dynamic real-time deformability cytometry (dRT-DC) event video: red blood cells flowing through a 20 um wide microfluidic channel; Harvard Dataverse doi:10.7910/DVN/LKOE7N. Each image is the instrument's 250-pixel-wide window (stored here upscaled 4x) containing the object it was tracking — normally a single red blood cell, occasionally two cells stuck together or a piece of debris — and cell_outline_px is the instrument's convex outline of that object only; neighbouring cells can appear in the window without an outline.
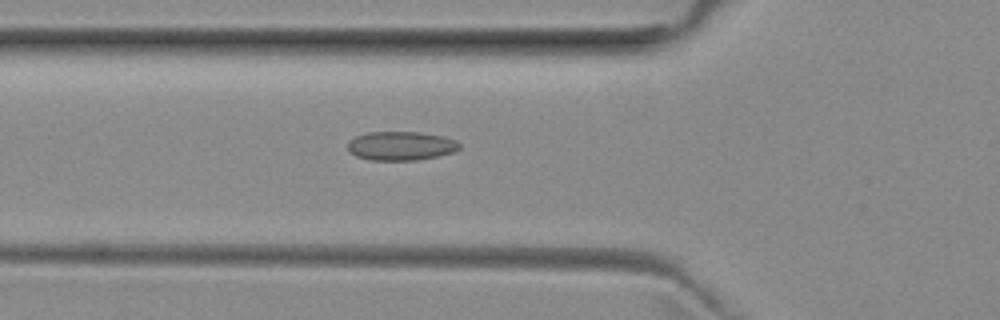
{"species": "common noctule bat (a hibernating species)", "species_latin": "Nyctalus noctula", "temperature_condition": "room temperature", "stored_images_in_passage": 51, "camera_frame_rate_fps": 3000, "um_per_image_px": 0.085, "animal": {"sex": "female", "body_mass_g": 29.2, "forearm_length_mm": 56.3}, "frame": {"image": 1, "passage_image": 17, "time_ms": 5.333, "image_size_px": [1000, 320], "cell_outline_px": [[460, 148], [452, 152], [436, 156], [416, 160], [368, 160], [356, 156], [348, 148], [348, 140], [356, 136], [368, 132], [420, 132], [444, 136], [460, 144]], "centroid_in_image_um": [34.04, 12.39], "position_along_channel_um": 91.8, "area_um2": 18.67}}
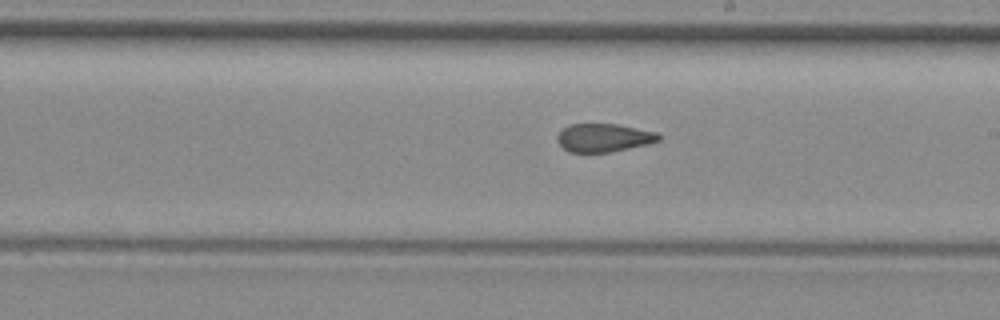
{"frame": {"image": 2, "passage_image": 28, "time_ms": 9.0, "image_size_px": [1000, 320], "cell_outline_px": [[660, 140], [648, 144], [608, 152], [568, 152], [556, 140], [556, 136], [568, 124], [616, 124], [656, 132], [660, 136]], "centroid_in_image_um": [51.29, 11.7], "position_along_channel_um": 237.7, "area_um2": 16.53}}
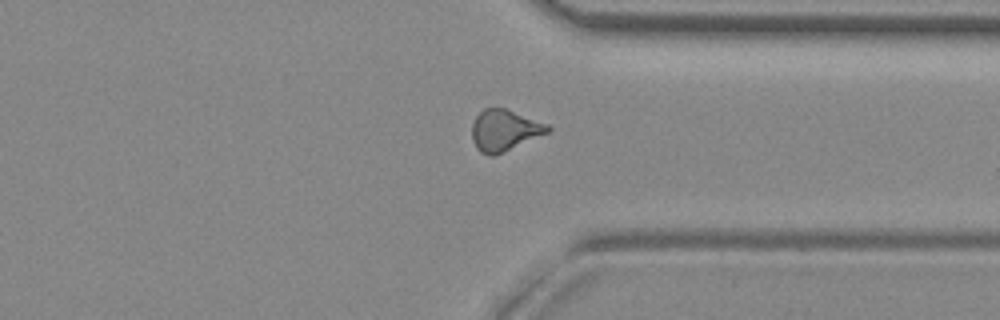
{"frame": {"image": 3, "passage_image": 38, "time_ms": 12.333, "image_size_px": [1000, 320], "cell_outline_px": [[552, 128], [548, 132], [492, 156], [488, 156], [480, 152], [476, 148], [472, 140], [472, 124], [476, 116], [484, 108], [504, 108], [548, 124]], "centroid_in_image_um": [42.84, 11.07], "position_along_channel_um": 368.6, "area_um2": 17.86}, "authors_computed_cell_mechanics": {"area_um2": 17.6868, "velocity_mm_per_s": 3.9656, "shape_relaxation_time_tau1_ms": null, "shape_relaxation_time_tau2_ms": 2.1025, "deformation_change_tau1": null, "deformation_change_tau2": 0.0881}}